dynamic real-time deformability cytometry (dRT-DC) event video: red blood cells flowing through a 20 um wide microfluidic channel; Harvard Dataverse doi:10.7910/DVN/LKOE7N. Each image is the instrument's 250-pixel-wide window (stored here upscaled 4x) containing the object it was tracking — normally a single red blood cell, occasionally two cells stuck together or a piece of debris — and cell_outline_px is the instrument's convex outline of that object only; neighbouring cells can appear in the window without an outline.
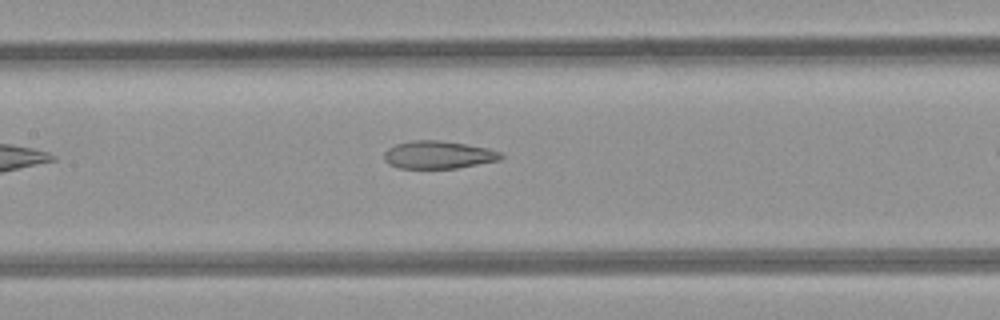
{"species": "common noctule bat (a hibernating species)", "species_latin": "Nyctalus noctula", "temperature_condition": "room temperature", "stored_images_in_passage": 10, "camera_frame_rate_fps": 3000, "um_per_image_px": 0.085, "animal": {"sex": "female", "body_mass_g": 21.9}, "frame": {"image": 1, "passage_image": 6, "time_ms": 5.667, "image_size_px": [1000, 320], "cell_outline_px": [[504, 156], [500, 160], [456, 168], [400, 168], [388, 164], [384, 160], [384, 152], [388, 148], [396, 144], [412, 140], [436, 140], [464, 144], [488, 148], [500, 152]], "centroid_in_image_um": [37.24, 13.16], "position_along_channel_um": 170.2, "area_um2": 18.79}}